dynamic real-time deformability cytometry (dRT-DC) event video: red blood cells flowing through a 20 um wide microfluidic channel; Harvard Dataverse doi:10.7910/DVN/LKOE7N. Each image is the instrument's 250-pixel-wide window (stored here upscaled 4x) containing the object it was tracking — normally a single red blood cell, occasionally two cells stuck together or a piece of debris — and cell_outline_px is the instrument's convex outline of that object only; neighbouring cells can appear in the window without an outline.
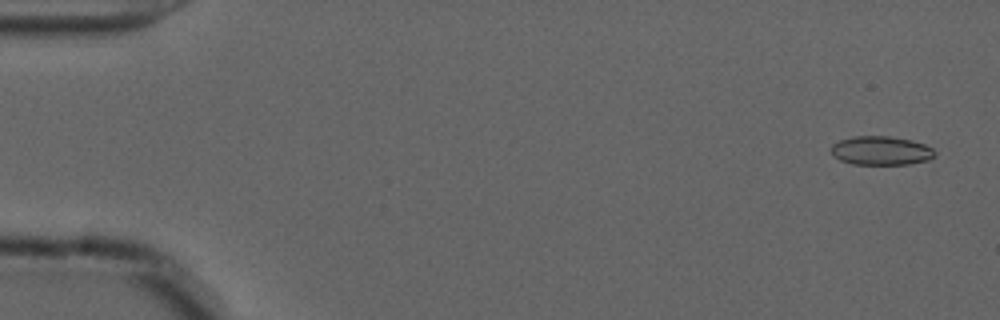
{"species": "common noctule bat (a hibernating species)", "species_latin": "Nyctalus noctula", "temperature_condition": "cold", "stored_images_in_passage": 56, "camera_frame_rate_fps": 3000, "um_per_image_px": 0.085, "animal": {"sex": "male", "forearm_length_mm": 52.5}, "frame": {"image": 1, "passage_image": 3, "time_ms": 0.667, "image_size_px": [1000, 320], "cell_outline_px": [[936, 156], [928, 160], [908, 164], [852, 164], [840, 160], [832, 156], [832, 144], [840, 140], [852, 136], [888, 136], [912, 140], [924, 144], [932, 148], [936, 152]], "centroid_in_image_um": [74.89, 12.8], "position_along_channel_um": 10.1, "area_um2": 17.51}}
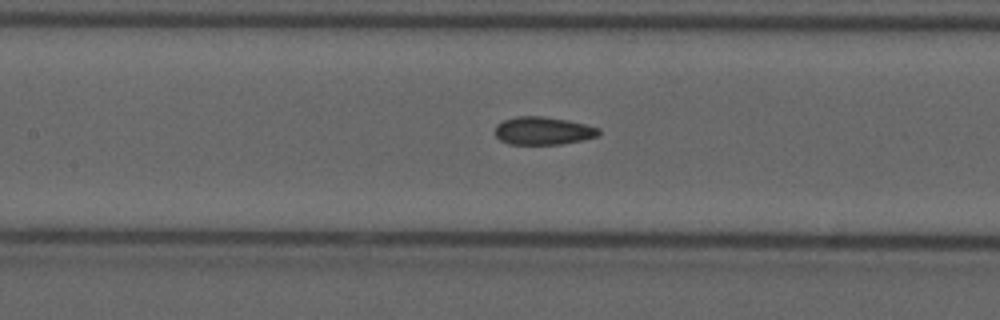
{"frame": {"image": 2, "passage_image": 26, "time_ms": 8.333, "image_size_px": [1000, 320], "cell_outline_px": [[600, 136], [584, 140], [560, 144], [508, 144], [500, 140], [496, 136], [496, 124], [504, 120], [516, 116], [544, 116], [568, 120], [600, 128]], "centroid_in_image_um": [46.19, 11.11], "position_along_channel_um": 161.2, "area_um2": 16.99}}
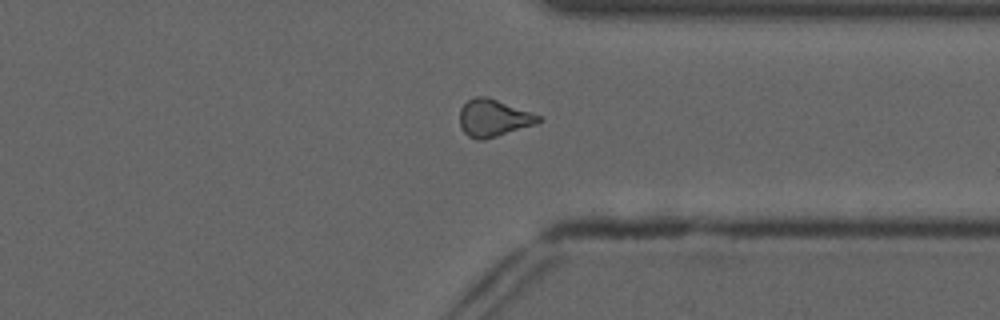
{"frame": {"image": 3, "passage_image": 43, "time_ms": 14.0, "image_size_px": [1000, 320], "cell_outline_px": [[544, 120], [536, 124], [484, 140], [476, 140], [468, 136], [460, 128], [460, 108], [468, 100], [476, 96], [488, 96], [544, 116]], "centroid_in_image_um": [41.98, 10.02], "position_along_channel_um": 369.4, "area_um2": 17.46}, "authors_computed_cell_mechanics": {"area_um2": 17.34, "velocity_mm_per_s": 3.703, "shape_relaxation_time_tau1_ms": null, "shape_relaxation_time_tau2_ms": 2.8396, "deformation_change_tau1": null, "deformation_change_tau2": 0.1038}}